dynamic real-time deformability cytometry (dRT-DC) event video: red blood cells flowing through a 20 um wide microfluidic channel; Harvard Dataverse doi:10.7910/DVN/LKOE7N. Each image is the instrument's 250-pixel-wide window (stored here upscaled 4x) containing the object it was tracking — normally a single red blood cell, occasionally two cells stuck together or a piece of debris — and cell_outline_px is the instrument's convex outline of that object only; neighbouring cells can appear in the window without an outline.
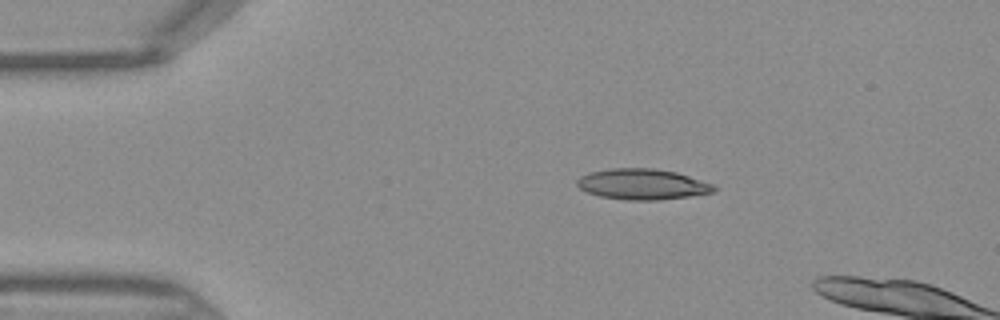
{"species": "Egyptian fruit bat (a non-hibernating species)", "species_latin": "Rousettus aegyptiacus", "temperature_condition": "warm", "stored_images_in_passage": 5, "camera_frame_rate_fps": 3000, "um_per_image_px": 0.085, "frame": {"image": 1, "passage_image": 1, "time_ms": 0.0, "image_size_px": [1000, 320], "cell_outline_px": [[716, 188], [712, 192], [688, 196], [656, 200], [628, 200], [600, 196], [588, 192], [580, 188], [576, 184], [576, 180], [580, 176], [588, 172], [612, 168], [652, 168], [676, 172], [712, 184]], "centroid_in_image_um": [54.54, 15.65], "position_along_channel_um": 30.5, "area_um2": 24.22}}